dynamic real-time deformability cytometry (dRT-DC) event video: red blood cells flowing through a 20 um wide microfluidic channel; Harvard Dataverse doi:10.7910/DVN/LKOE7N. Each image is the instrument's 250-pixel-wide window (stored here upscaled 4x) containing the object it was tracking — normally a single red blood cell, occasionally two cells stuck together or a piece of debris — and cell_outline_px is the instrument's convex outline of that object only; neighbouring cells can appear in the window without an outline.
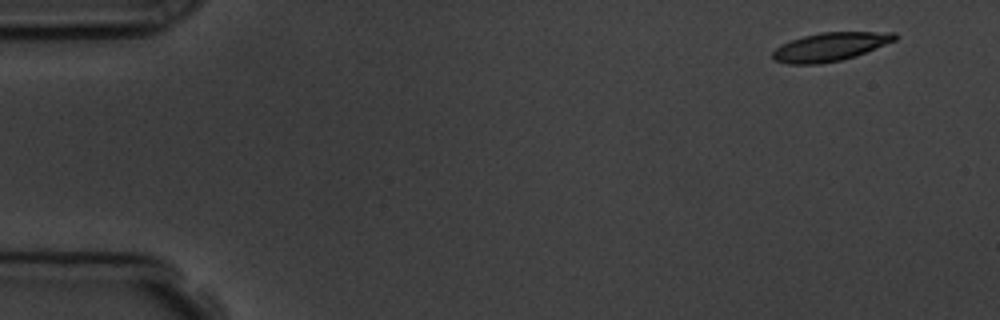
{"species": "common noctule bat (a hibernating species)", "species_latin": "Nyctalus noctula", "temperature_condition": "room temperature", "stored_images_in_passage": 8, "camera_frame_rate_fps": 3000, "um_per_image_px": 0.085, "animal": {"sex": "male", "body_mass_g": 19.5, "forearm_length_mm": 54.6}, "frame": {"image": 1, "passage_image": 1, "time_ms": 0.0, "image_size_px": [1000, 320], "cell_outline_px": [[896, 40], [856, 56], [840, 60], [820, 64], [788, 64], [772, 60], [772, 52], [780, 44], [804, 36], [820, 32], [896, 32]], "centroid_in_image_um": [70.53, 3.98], "position_along_channel_um": 14.5, "area_um2": 20.29}}
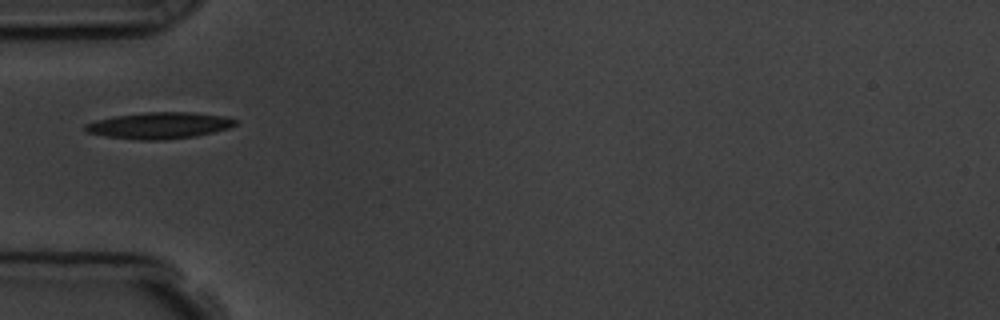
{"frame": {"image": 2, "passage_image": 5, "time_ms": 4.667, "image_size_px": [1000, 320], "cell_outline_px": [[236, 124], [228, 128], [196, 136], [164, 140], [140, 140], [104, 136], [88, 132], [84, 128], [84, 124], [96, 120], [116, 116], [144, 112], [188, 112], [228, 116], [236, 120]], "centroid_in_image_um": [13.54, 10.66], "position_along_channel_um": 71.5, "area_um2": 23.06}}